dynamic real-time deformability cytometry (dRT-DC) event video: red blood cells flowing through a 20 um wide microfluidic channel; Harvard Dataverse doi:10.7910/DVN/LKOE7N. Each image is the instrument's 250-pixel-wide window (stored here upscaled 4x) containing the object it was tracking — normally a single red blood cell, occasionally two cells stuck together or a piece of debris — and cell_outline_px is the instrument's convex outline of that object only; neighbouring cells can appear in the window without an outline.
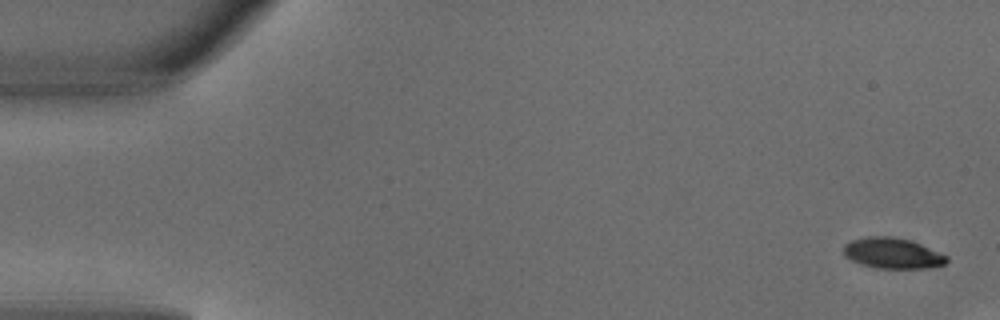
{"species": "common noctule bat (a hibernating species)", "species_latin": "Nyctalus noctula", "temperature_condition": "warm", "stored_images_in_passage": 5, "camera_frame_rate_fps": 3000, "um_per_image_px": 0.085, "animal": {"sex": "male", "body_mass_g": 18.8}, "frame": {"image": 1, "passage_image": 1, "time_ms": 0.0, "image_size_px": [1000, 320], "cell_outline_px": [[948, 260], [944, 264], [928, 268], [876, 268], [852, 260], [844, 256], [844, 244], [852, 240], [868, 236], [892, 236], [912, 240], [948, 256]], "centroid_in_image_um": [75.88, 21.51], "position_along_channel_um": 9.1, "area_um2": 18.38}}